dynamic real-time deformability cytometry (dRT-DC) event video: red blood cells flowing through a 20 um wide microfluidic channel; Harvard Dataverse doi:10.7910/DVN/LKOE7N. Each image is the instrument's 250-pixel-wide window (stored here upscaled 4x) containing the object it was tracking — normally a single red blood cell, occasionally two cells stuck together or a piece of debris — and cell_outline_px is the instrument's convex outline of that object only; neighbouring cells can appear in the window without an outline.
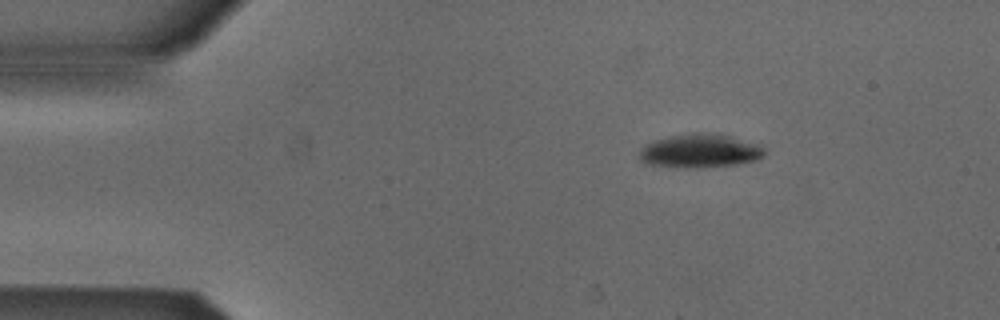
{"species": "Egyptian fruit bat (a non-hibernating species)", "species_latin": "Rousettus aegyptiacus", "temperature_condition": "cold", "stored_images_in_passage": 46, "camera_frame_rate_fps": 3000, "um_per_image_px": 0.085, "animal": {"sex": "male"}, "frame": {"image": 1, "passage_image": 1, "time_ms": 0.0, "image_size_px": [1000, 320], "cell_outline_px": [[764, 156], [756, 160], [736, 164], [688, 168], [652, 164], [640, 160], [640, 152], [644, 144], [656, 140], [672, 136], [696, 132], [716, 132], [760, 144], [764, 148]], "centroid_in_image_um": [59.55, 12.8], "position_along_channel_um": 25.5, "area_um2": 24.39}}
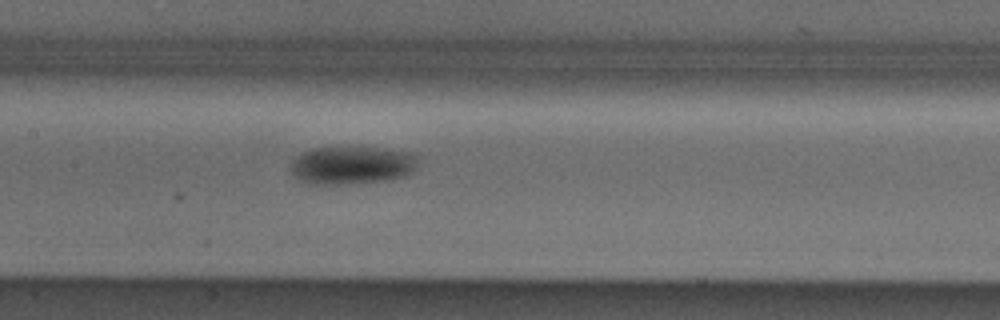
{"frame": {"image": 2, "passage_image": 18, "time_ms": 5.667, "image_size_px": [1000, 320], "cell_outline_px": [[420, 156], [416, 168], [408, 176], [388, 180], [352, 184], [312, 184], [300, 180], [288, 168], [292, 160], [300, 152], [316, 148], [384, 148], [416, 152]], "centroid_in_image_um": [29.98, 14.04], "position_along_channel_um": 177.4, "area_um2": 28.78}}
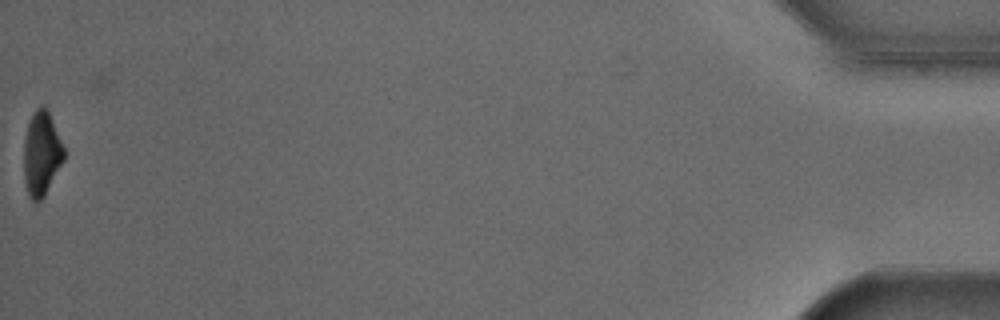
{"frame": {"image": 3, "passage_image": 46, "time_ms": 15.0, "image_size_px": [1000, 320], "cell_outline_px": [[64, 160], [44, 196], [36, 204], [28, 196], [24, 184], [24, 140], [28, 124], [32, 112], [40, 104], [44, 104], [48, 108], [64, 148]], "centroid_in_image_um": [3.52, 13.04], "position_along_channel_um": 431.7, "area_um2": 20.0}, "authors_computed_cell_mechanics": {"area_um2": 25.8077, "velocity_mm_per_s": 3.8538, "shape_relaxation_time_tau1_ms": 3.5641, "shape_relaxation_time_tau2_ms": null, "deformation_change_tau1": 0.1131, "deformation_change_tau2": null}}